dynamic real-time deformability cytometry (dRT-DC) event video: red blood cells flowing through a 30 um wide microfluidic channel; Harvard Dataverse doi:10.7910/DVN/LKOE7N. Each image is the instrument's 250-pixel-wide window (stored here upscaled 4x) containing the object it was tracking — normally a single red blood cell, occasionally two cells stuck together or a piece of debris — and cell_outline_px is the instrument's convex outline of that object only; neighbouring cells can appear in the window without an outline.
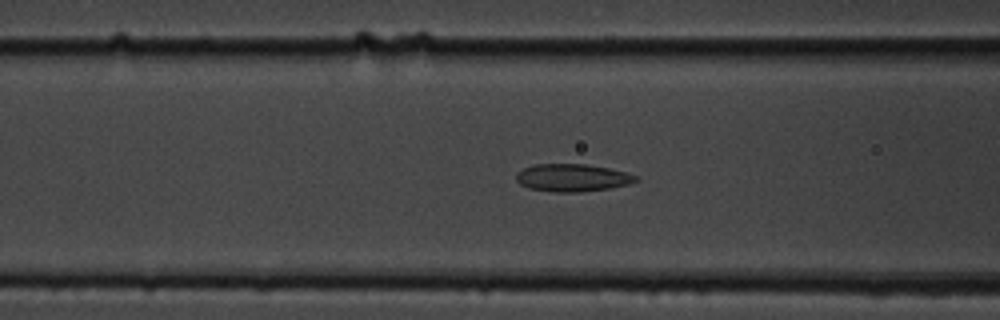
{"species": "common noctule bat (a hibernating species)", "species_latin": "Nyctalus noctula", "temperature_condition": "cold", "stored_images_in_passage": 56, "camera_frame_rate_fps": 3000, "um_per_image_px": 0.085, "animal": {"sex": "male", "body_mass_g": 19.5, "forearm_length_mm": 54.6}, "frame": {"image": 1, "passage_image": 22, "time_ms": 7.0, "image_size_px": [1000, 320], "cell_outline_px": [[640, 180], [628, 184], [608, 188], [580, 192], [556, 192], [528, 188], [520, 184], [516, 180], [516, 172], [532, 164], [584, 164], [608, 168], [624, 172], [636, 176]], "centroid_in_image_um": [48.6, 15.1], "position_along_channel_um": 118.0, "area_um2": 19.13}}
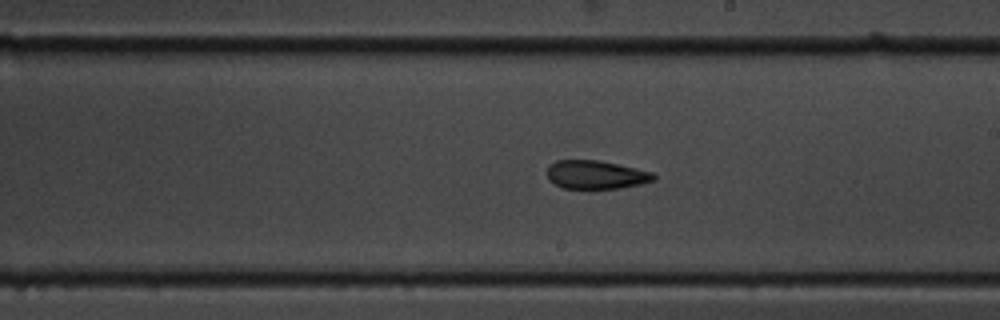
{"frame": {"image": 2, "passage_image": 32, "time_ms": 10.333, "image_size_px": [1000, 320], "cell_outline_px": [[656, 180], [640, 184], [616, 188], [560, 188], [548, 180], [544, 172], [548, 164], [556, 160], [596, 160], [636, 168], [652, 172], [656, 176]], "centroid_in_image_um": [50.57, 14.84], "position_along_channel_um": 238.4, "area_um2": 17.86}}
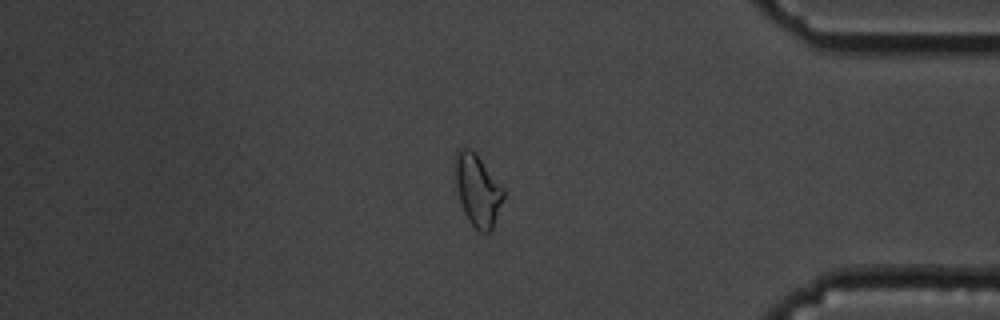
{"frame": {"image": 3, "passage_image": 47, "time_ms": 15.333, "image_size_px": [1000, 320], "cell_outline_px": [[504, 200], [492, 228], [488, 232], [480, 232], [468, 220], [464, 212], [460, 200], [456, 184], [456, 152], [460, 148], [468, 148], [480, 160], [504, 188]], "centroid_in_image_um": [40.62, 16.21], "position_along_channel_um": 394.6, "area_um2": 19.54}, "authors_computed_cell_mechanics": {"area_um2": 19.5364, "velocity_mm_per_s": 3.6139, "shape_relaxation_time_tau1_ms": null, "shape_relaxation_time_tau2_ms": 4.7266, "deformation_change_tau1": null, "deformation_change_tau2": 0.1096}}